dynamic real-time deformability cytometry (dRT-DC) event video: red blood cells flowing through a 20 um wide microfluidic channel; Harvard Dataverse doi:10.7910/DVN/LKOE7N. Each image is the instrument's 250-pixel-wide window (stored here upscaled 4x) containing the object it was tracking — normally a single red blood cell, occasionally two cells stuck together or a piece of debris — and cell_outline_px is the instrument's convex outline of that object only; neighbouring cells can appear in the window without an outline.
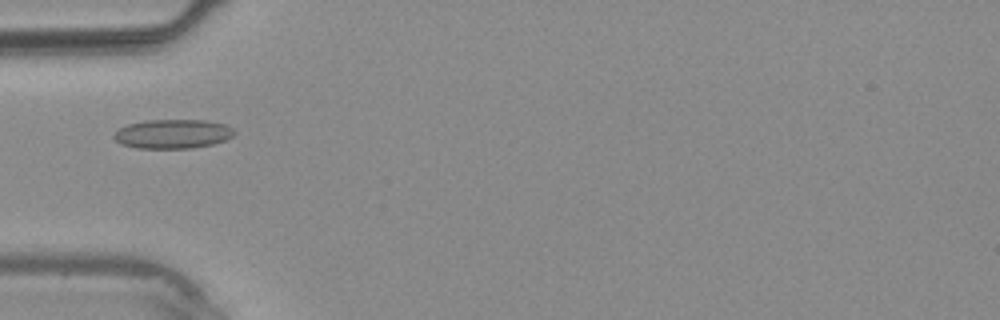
{"species": "common noctule bat (a hibernating species)", "species_latin": "Nyctalus noctula", "temperature_condition": "warm", "stored_images_in_passage": 31, "camera_frame_rate_fps": 3000, "um_per_image_px": 0.085, "animal": {"sex": "male", "body_mass_g": 20.4}, "frame": {"image": 1, "passage_image": 5, "time_ms": 1.333, "image_size_px": [1000, 320], "cell_outline_px": [[236, 132], [232, 136], [224, 140], [212, 144], [192, 148], [136, 148], [120, 144], [112, 136], [120, 128], [128, 124], [148, 120], [208, 120], [224, 124], [232, 128]], "centroid_in_image_um": [14.68, 11.38], "position_along_channel_um": 70.3, "area_um2": 20.4}}
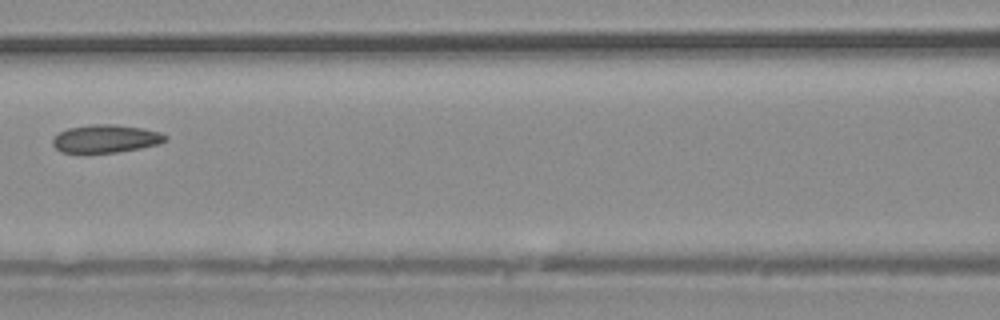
{"frame": {"image": 2, "passage_image": 10, "time_ms": 3.0, "image_size_px": [1000, 320], "cell_outline_px": [[168, 140], [160, 144], [140, 148], [116, 152], [60, 152], [52, 144], [52, 140], [60, 132], [68, 128], [92, 124], [116, 124], [144, 128], [160, 132], [168, 136]], "centroid_in_image_um": [9.04, 11.78], "position_along_channel_um": 157.6, "area_um2": 18.38}}